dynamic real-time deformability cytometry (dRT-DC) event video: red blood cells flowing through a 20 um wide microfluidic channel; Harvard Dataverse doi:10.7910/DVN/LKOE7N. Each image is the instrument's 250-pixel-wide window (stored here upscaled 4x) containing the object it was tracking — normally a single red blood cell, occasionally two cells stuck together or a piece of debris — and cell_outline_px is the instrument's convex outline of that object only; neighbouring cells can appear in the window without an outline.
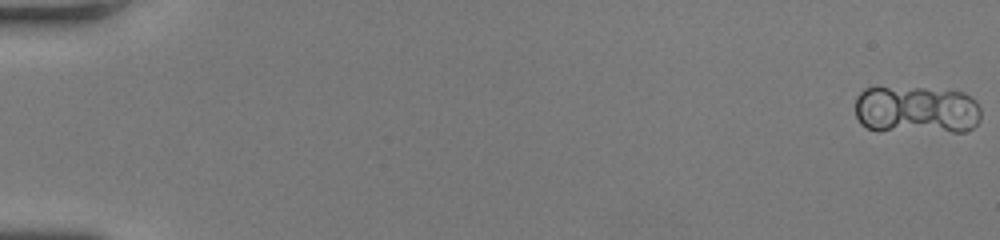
{"species": "human", "species_latin": "Homo sapiens", "temperature_condition": "room temperature", "stored_images_in_passage": 52, "camera_frame_rate_fps": 3000, "um_per_image_px": 0.085, "donor": {"sex": "female"}, "frame": {"image": 1, "passage_image": 1, "time_ms": 0.0, "image_size_px": [1000, 240], "cell_outline_px": [[980, 120], [972, 128], [964, 132], [952, 132], [868, 128], [860, 124], [856, 116], [856, 96], [864, 88], [924, 88], [964, 92], [976, 100], [980, 108]], "centroid_in_image_um": [77.94, 9.32], "position_along_channel_um": 7.1, "area_um2": 34.97}}
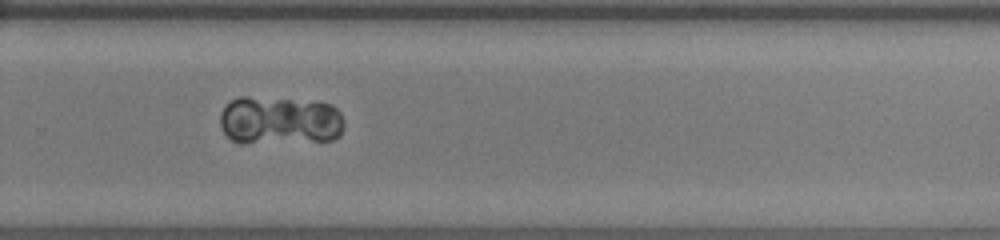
{"frame": {"image": 2, "passage_image": 37, "time_ms": 12.0, "image_size_px": [1000, 240], "cell_outline_px": [[344, 124], [340, 136], [332, 140], [244, 144], [240, 144], [232, 140], [220, 128], [220, 112], [232, 100], [240, 96], [244, 96], [332, 104], [340, 112], [344, 120]], "centroid_in_image_um": [23.77, 10.28], "position_along_channel_um": 306.0, "area_um2": 35.2}}
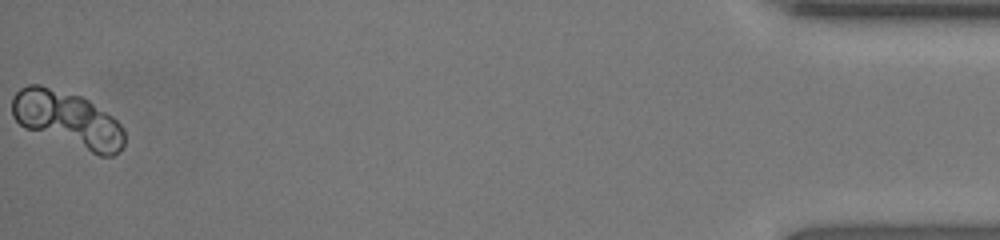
{"frame": {"image": 3, "passage_image": 52, "time_ms": 17.0, "image_size_px": [1000, 240], "cell_outline_px": [[124, 144], [120, 152], [112, 156], [100, 156], [24, 128], [12, 116], [12, 96], [20, 88], [28, 84], [40, 84], [80, 96], [88, 100], [112, 116], [124, 128]], "centroid_in_image_um": [5.75, 10.15], "position_along_channel_um": 429.4, "area_um2": 36.7}}